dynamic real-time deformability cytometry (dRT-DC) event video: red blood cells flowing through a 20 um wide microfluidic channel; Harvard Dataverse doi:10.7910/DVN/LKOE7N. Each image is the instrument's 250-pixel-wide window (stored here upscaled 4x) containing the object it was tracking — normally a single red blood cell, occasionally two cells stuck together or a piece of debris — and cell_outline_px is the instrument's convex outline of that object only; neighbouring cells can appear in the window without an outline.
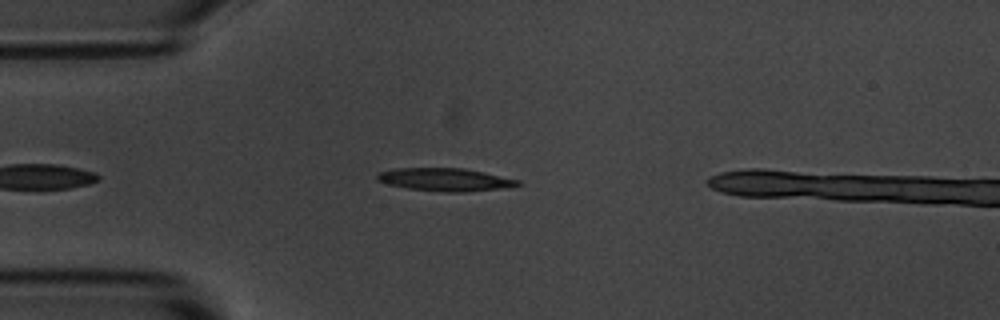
{"species": "common noctule bat (a hibernating species)", "species_latin": "Nyctalus noctula", "temperature_condition": "room temperature", "stored_images_in_passage": 6, "camera_frame_rate_fps": 3000, "um_per_image_px": 0.085, "animal": {"sex": "male", "body_mass_g": 20.1, "forearm_length_mm": 53.5}, "frame": {"image": 1, "passage_image": 6, "time_ms": 6.0, "image_size_px": [1000, 320], "cell_outline_px": [[524, 184], [508, 188], [468, 192], [444, 192], [408, 188], [388, 184], [376, 180], [376, 176], [380, 172], [396, 168], [464, 168], [484, 172], [520, 180]], "centroid_in_image_um": [37.91, 15.27], "position_along_channel_um": 47.1, "area_um2": 18.96}}